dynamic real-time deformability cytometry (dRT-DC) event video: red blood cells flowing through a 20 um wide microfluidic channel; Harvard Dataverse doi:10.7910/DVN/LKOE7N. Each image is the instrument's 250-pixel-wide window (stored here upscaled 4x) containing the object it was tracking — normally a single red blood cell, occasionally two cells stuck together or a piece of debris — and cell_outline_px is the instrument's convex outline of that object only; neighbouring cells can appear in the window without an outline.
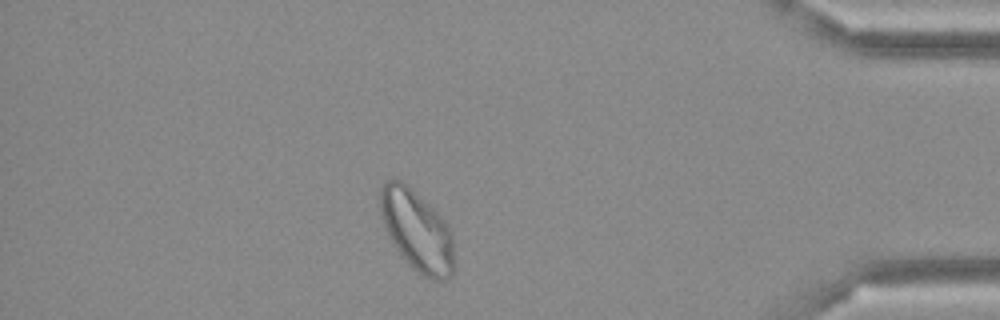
{"species": "Egyptian fruit bat (a non-hibernating species)", "species_latin": "Rousettus aegyptiacus", "temperature_condition": "cold", "stored_images_in_passage": 46, "camera_frame_rate_fps": 3000, "um_per_image_px": 0.085, "frame": {"image": 1, "passage_image": 40, "time_ms": 13.0, "image_size_px": [1000, 320], "cell_outline_px": [[452, 276], [444, 280], [432, 280], [424, 276], [412, 268], [408, 264], [392, 244], [380, 216], [380, 188], [388, 180], [400, 180], [412, 188], [448, 224], [452, 236]], "centroid_in_image_um": [35.41, 19.61], "position_along_channel_um": 399.8, "area_um2": 34.56}}